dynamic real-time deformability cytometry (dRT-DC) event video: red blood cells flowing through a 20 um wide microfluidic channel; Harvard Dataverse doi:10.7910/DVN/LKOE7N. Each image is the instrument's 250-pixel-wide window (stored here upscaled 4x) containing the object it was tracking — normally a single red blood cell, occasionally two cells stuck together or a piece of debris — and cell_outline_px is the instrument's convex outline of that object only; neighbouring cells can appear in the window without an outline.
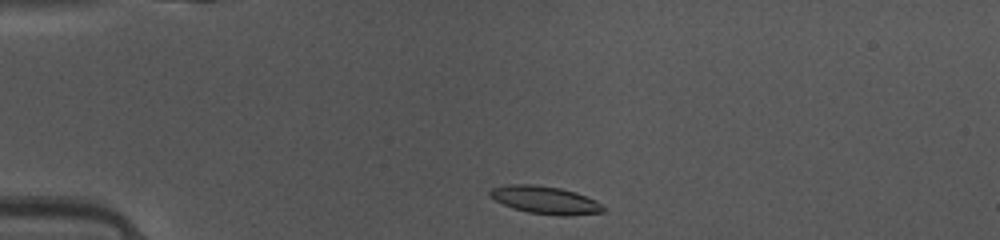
{"species": "common noctule bat (a hibernating species)", "species_latin": "Nyctalus noctula", "temperature_condition": "warm", "stored_images_in_passage": 38, "camera_frame_rate_fps": 3000, "um_per_image_px": 0.085, "animal": {"sex": "female", "body_mass_g": 10.0, "forearm_length_mm": 53.1}, "frame": {"image": 1, "passage_image": 1, "time_ms": 0.0, "image_size_px": [1000, 240], "cell_outline_px": [[604, 212], [568, 216], [560, 216], [528, 212], [512, 208], [488, 196], [488, 192], [492, 188], [508, 184], [532, 184], [560, 188], [576, 192], [596, 200], [604, 204]], "centroid_in_image_um": [46.36, 17.0], "position_along_channel_um": 38.6, "area_um2": 18.44}}
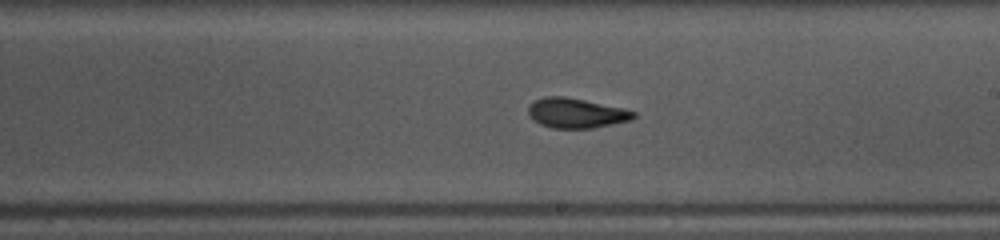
{"frame": {"image": 2, "passage_image": 18, "time_ms": 5.667, "image_size_px": [1000, 240], "cell_outline_px": [[636, 116], [632, 120], [592, 128], [552, 128], [540, 124], [532, 120], [528, 116], [528, 104], [532, 100], [544, 96], [564, 96], [624, 108], [636, 112]], "centroid_in_image_um": [48.93, 9.6], "position_along_channel_um": 240.1, "area_um2": 18.55}}
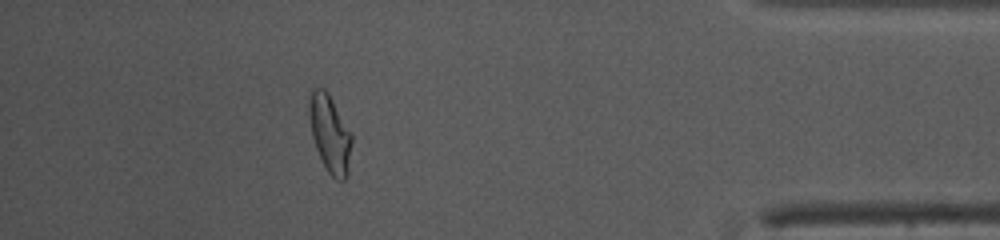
{"frame": {"image": 3, "passage_image": 33, "time_ms": 10.667, "image_size_px": [1000, 240], "cell_outline_px": [[352, 144], [348, 176], [344, 180], [336, 180], [328, 172], [316, 148], [312, 136], [308, 116], [308, 104], [312, 88], [324, 88], [328, 92], [352, 132]], "centroid_in_image_um": [28.06, 11.35], "position_along_channel_um": 407.1, "area_um2": 19.54}, "authors_computed_cell_mechanics": {"area_um2": 18.5538, "velocity_mm_per_s": 4.1512, "shape_relaxation_time_tau1_ms": 4.5441, "shape_relaxation_time_tau2_ms": 1.8523, "deformation_change_tau1": 0.1816, "deformation_change_tau2": 0.092}}